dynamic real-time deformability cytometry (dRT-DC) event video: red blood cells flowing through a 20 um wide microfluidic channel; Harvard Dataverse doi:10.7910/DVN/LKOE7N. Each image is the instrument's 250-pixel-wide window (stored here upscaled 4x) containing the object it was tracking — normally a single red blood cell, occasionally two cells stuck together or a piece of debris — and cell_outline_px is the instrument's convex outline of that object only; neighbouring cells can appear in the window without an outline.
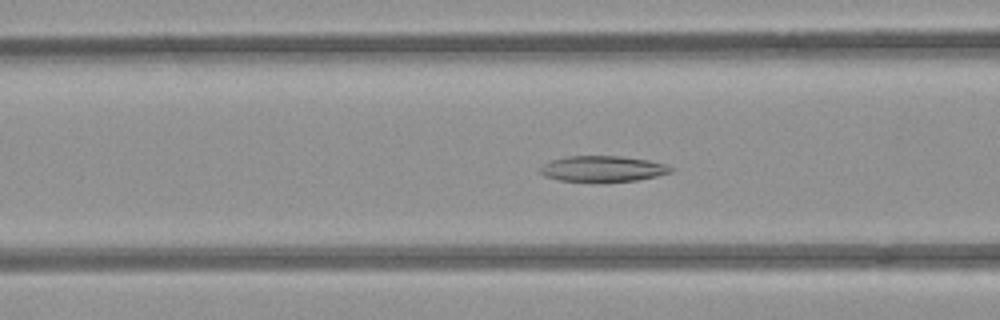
{"species": "common noctule bat (a hibernating species)", "species_latin": "Nyctalus noctula", "temperature_condition": "room temperature", "stored_images_in_passage": 53, "camera_frame_rate_fps": 3000, "um_per_image_px": 0.085, "animal": {"sex": "female", "body_mass_g": 21.9}, "frame": {"image": 1, "passage_image": 20, "time_ms": 6.333, "image_size_px": [1000, 320], "cell_outline_px": [[676, 168], [672, 172], [656, 176], [636, 180], [596, 184], [560, 180], [544, 176], [540, 172], [540, 168], [544, 164], [552, 160], [568, 156], [620, 156], [648, 160], [664, 164]], "centroid_in_image_um": [51.23, 14.38], "position_along_channel_um": 115.4, "area_um2": 20.17}}
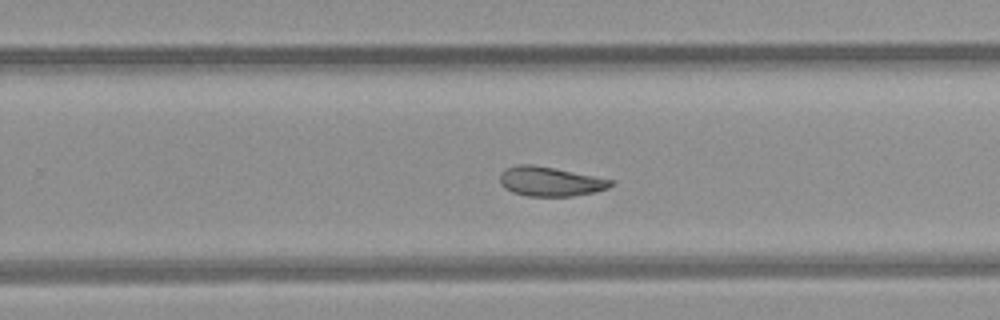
{"frame": {"image": 2, "passage_image": 33, "time_ms": 10.667, "image_size_px": [1000, 320], "cell_outline_px": [[616, 184], [608, 188], [596, 192], [572, 196], [528, 196], [512, 192], [504, 188], [500, 184], [500, 172], [516, 164], [532, 164], [616, 180]], "centroid_in_image_um": [46.8, 15.43], "position_along_channel_um": 283.0, "area_um2": 19.19}}
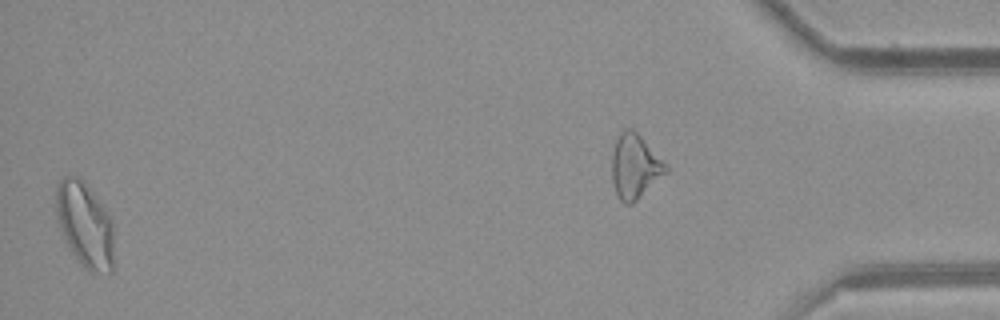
{"frame": {"image": 3, "passage_image": 52, "time_ms": 17.0, "image_size_px": [1000, 320], "cell_outline_px": [[116, 264], [112, 272], [88, 272], [84, 268], [72, 252], [56, 220], [56, 184], [64, 176], [76, 176], [84, 180], [112, 220]], "centroid_in_image_um": [7.25, 19.14], "position_along_channel_um": 428.0, "area_um2": 29.13}, "authors_computed_cell_mechanics": {"area_um2": 21.2704, "velocity_mm_per_s": 3.8742, "shape_relaxation_time_tau1_ms": null, "shape_relaxation_time_tau2_ms": 4.3722, "deformation_change_tau1": null, "deformation_change_tau2": 0.1072}}